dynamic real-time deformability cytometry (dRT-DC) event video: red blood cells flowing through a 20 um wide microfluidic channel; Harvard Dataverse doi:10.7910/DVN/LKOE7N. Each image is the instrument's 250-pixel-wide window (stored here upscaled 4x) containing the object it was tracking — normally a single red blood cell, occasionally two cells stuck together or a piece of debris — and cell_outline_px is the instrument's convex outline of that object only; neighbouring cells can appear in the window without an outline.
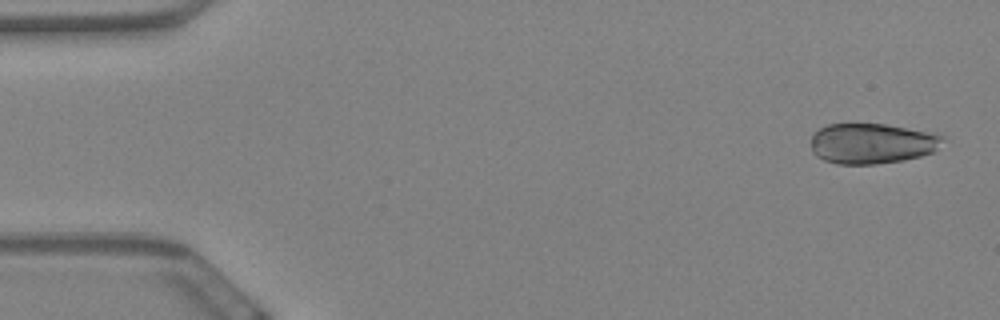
{"species": "Egyptian fruit bat (a non-hibernating species)", "species_latin": "Rousettus aegyptiacus", "temperature_condition": "warm", "stored_images_in_passage": 59, "camera_frame_rate_fps": 3000, "um_per_image_px": 0.085, "animal": {"sex": "female"}, "frame": {"image": 1, "passage_image": 2, "time_ms": 0.333, "image_size_px": [1000, 320], "cell_outline_px": [[944, 140], [932, 152], [920, 156], [904, 160], [876, 164], [836, 164], [824, 160], [816, 156], [812, 152], [812, 136], [820, 128], [828, 124], [884, 124], [936, 132], [944, 136]], "centroid_in_image_um": [74.13, 12.19], "position_along_channel_um": 10.9, "area_um2": 31.15}}
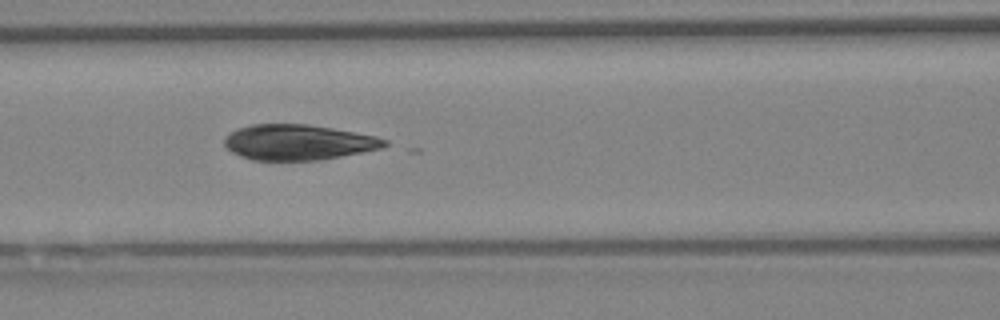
{"frame": {"image": 2, "passage_image": 25, "time_ms": 8.0, "image_size_px": [1000, 320], "cell_outline_px": [[388, 144], [380, 148], [320, 160], [252, 160], [240, 156], [232, 152], [224, 144], [224, 136], [228, 132], [236, 128], [252, 124], [308, 124], [332, 128], [376, 136], [388, 140]], "centroid_in_image_um": [25.29, 12.08], "position_along_channel_um": 141.3, "area_um2": 33.06}}
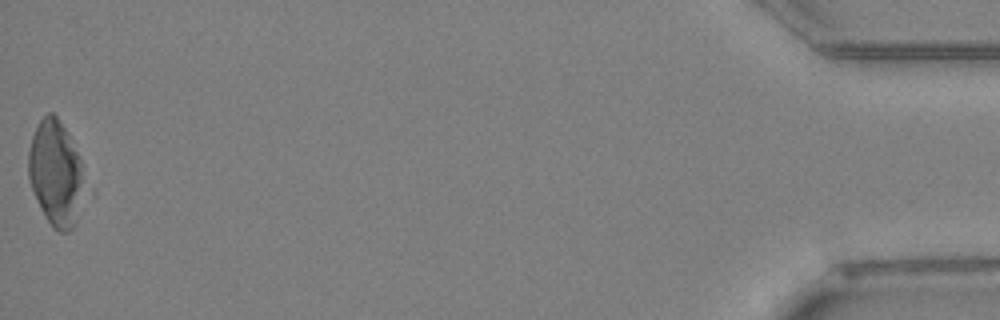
{"frame": {"image": 3, "passage_image": 59, "time_ms": 19.333, "image_size_px": [1000, 320], "cell_outline_px": [[96, 196], [72, 228], [68, 232], [60, 232], [52, 228], [44, 216], [36, 200], [28, 176], [28, 152], [32, 136], [40, 120], [48, 112], [52, 112], [56, 116], [68, 132], [80, 156]], "centroid_in_image_um": [4.94, 14.87], "position_along_channel_um": 430.3, "area_um2": 37.45}}